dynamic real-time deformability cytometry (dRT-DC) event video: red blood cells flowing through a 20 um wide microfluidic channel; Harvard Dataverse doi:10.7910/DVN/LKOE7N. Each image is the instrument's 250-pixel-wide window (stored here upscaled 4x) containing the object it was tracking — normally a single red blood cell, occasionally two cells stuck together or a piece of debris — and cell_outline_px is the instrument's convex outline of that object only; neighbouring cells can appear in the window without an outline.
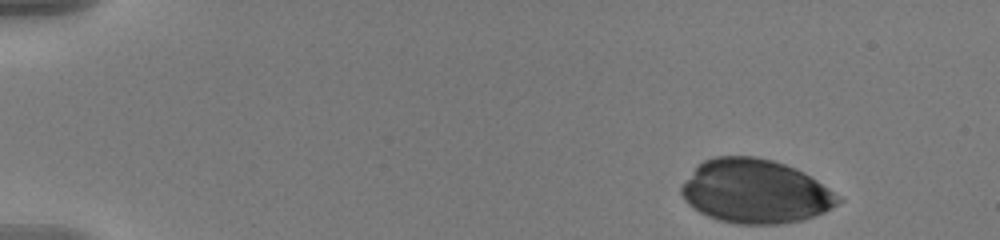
{"species": "human", "species_latin": "Homo sapiens", "temperature_condition": "warm", "stored_images_in_passage": 46, "camera_frame_rate_fps": 3000, "um_per_image_px": 0.085, "donor": {"sex": "male"}, "frame": {"image": 1, "passage_image": 1, "time_ms": 0.0, "image_size_px": [1000, 240], "cell_outline_px": [[844, 200], [824, 212], [804, 220], [780, 224], [736, 224], [720, 220], [708, 216], [700, 212], [688, 204], [684, 200], [680, 192], [680, 188], [696, 164], [704, 160], [716, 156], [752, 156], [772, 160], [784, 164], [804, 172], [816, 180]], "centroid_in_image_um": [64.17, 16.27], "position_along_channel_um": 20.8, "area_um2": 58.32}}
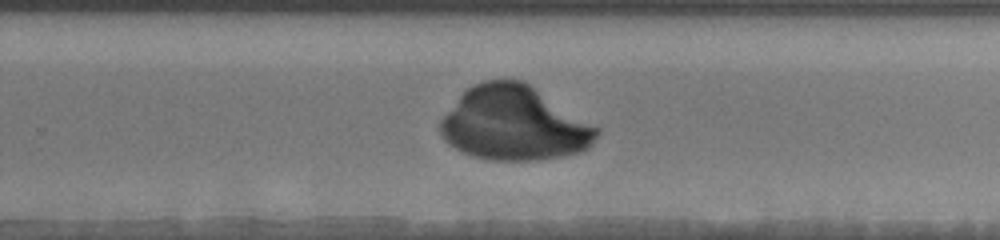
{"frame": {"image": 2, "passage_image": 33, "time_ms": 10.667, "image_size_px": [1000, 240], "cell_outline_px": [[600, 132], [592, 144], [588, 148], [580, 152], [540, 160], [488, 160], [472, 156], [448, 144], [444, 140], [440, 132], [440, 120], [460, 96], [472, 84], [484, 80], [524, 80], [600, 128]], "centroid_in_image_um": [43.72, 10.5], "position_along_channel_um": 286.1, "area_um2": 67.63}}